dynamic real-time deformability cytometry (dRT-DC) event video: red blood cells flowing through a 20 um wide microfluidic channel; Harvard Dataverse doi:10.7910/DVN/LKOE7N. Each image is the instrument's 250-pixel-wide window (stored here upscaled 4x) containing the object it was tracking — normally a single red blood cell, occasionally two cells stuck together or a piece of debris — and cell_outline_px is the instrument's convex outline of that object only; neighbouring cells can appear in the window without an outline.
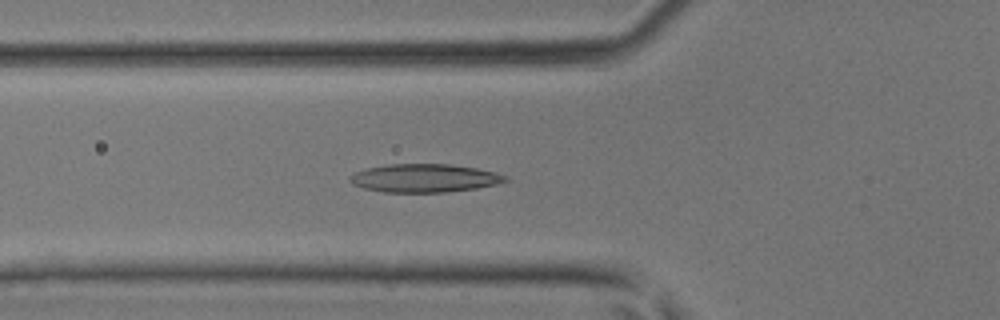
{"species": "common noctule bat (a hibernating species)", "species_latin": "Nyctalus noctula", "temperature_condition": "room temperature", "stored_images_in_passage": 24, "camera_frame_rate_fps": 3000, "um_per_image_px": 0.085, "animal": {"sex": "male", "body_mass_g": 17.9, "forearm_length_mm": 54.2}, "frame": {"image": 1, "passage_image": 6, "time_ms": 1.667, "image_size_px": [1000, 320], "cell_outline_px": [[508, 180], [496, 184], [476, 188], [444, 192], [384, 192], [364, 188], [352, 184], [348, 180], [348, 176], [352, 172], [364, 168], [388, 164], [452, 164], [476, 168], [496, 172], [508, 176]], "centroid_in_image_um": [36.02, 15.13], "position_along_channel_um": 89.8, "area_um2": 25.84}}
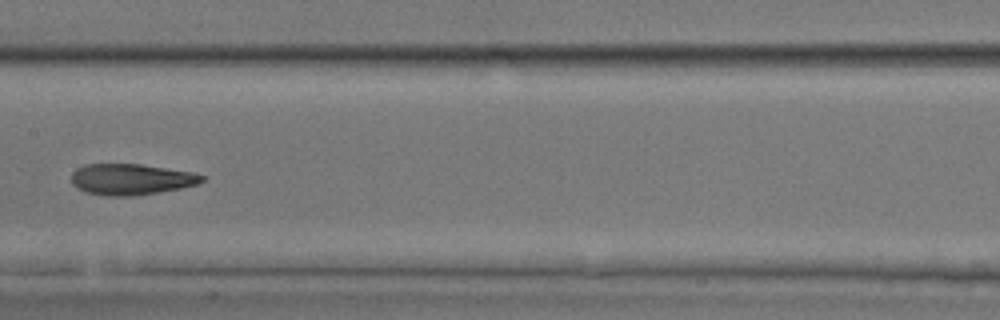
{"frame": {"image": 2, "passage_image": 13, "time_ms": 4.0, "image_size_px": [1000, 320], "cell_outline_px": [[204, 180], [196, 184], [180, 188], [132, 196], [108, 196], [84, 192], [76, 188], [72, 184], [72, 172], [76, 168], [84, 164], [140, 164], [192, 172], [204, 176]], "centroid_in_image_um": [11.08, 15.24], "position_along_channel_um": 196.3, "area_um2": 23.52}}
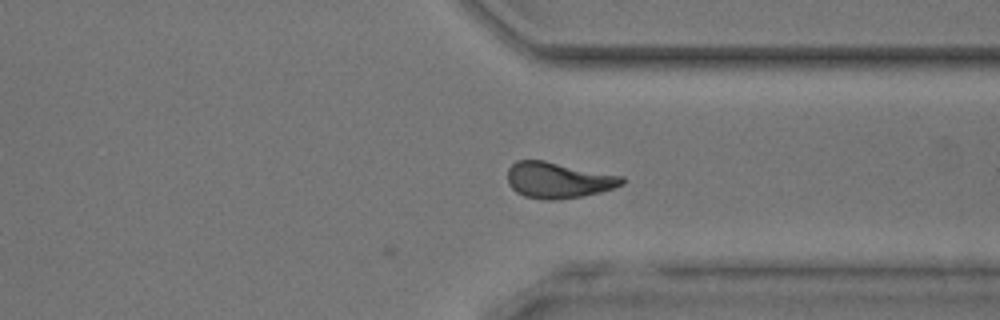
{"frame": {"image": 3, "passage_image": 24, "time_ms": 7.667, "image_size_px": [1000, 320], "cell_outline_px": [[624, 184], [600, 192], [584, 196], [556, 200], [544, 200], [524, 196], [516, 192], [508, 184], [508, 168], [516, 160], [544, 160], [624, 176]], "centroid_in_image_um": [47.45, 15.31], "position_along_channel_um": 364.0, "area_um2": 24.16}}